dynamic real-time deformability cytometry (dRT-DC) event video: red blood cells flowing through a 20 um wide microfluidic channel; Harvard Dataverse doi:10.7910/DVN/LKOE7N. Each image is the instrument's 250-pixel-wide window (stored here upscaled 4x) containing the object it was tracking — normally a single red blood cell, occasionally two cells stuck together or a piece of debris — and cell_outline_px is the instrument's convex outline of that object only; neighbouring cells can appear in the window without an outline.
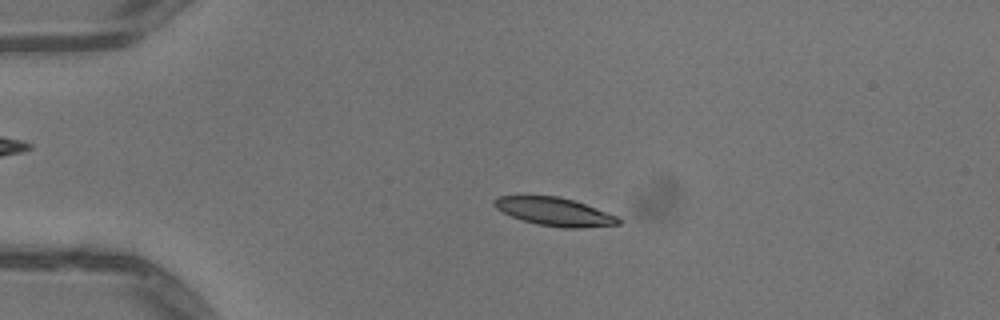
{"species": "common noctule bat (a hibernating species)", "species_latin": "Nyctalus noctula", "temperature_condition": "warm", "stored_images_in_passage": 51, "camera_frame_rate_fps": 3000, "um_per_image_px": 0.085, "animal": {"sex": "male", "body_mass_g": 13.3}, "frame": {"image": 1, "passage_image": 12, "time_ms": 3.667, "image_size_px": [1000, 320], "cell_outline_px": [[620, 224], [580, 228], [564, 228], [536, 224], [512, 216], [496, 208], [492, 204], [492, 200], [500, 196], [560, 196], [584, 204], [616, 216], [620, 220]], "centroid_in_image_um": [47.1, 17.99], "position_along_channel_um": 37.9, "area_um2": 20.06}}
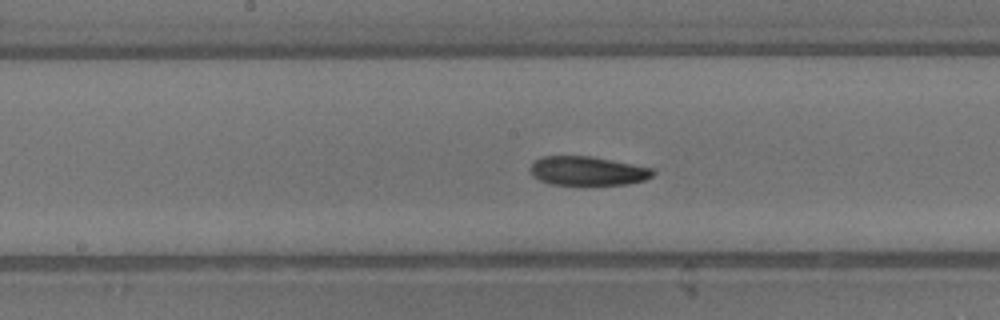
{"frame": {"image": 2, "passage_image": 27, "time_ms": 8.667, "image_size_px": [1000, 320], "cell_outline_px": [[656, 172], [652, 176], [644, 180], [624, 184], [548, 184], [532, 176], [532, 164], [536, 160], [544, 156], [592, 156], [652, 168]], "centroid_in_image_um": [49.95, 14.52], "position_along_channel_um": 198.2, "area_um2": 20.4}}
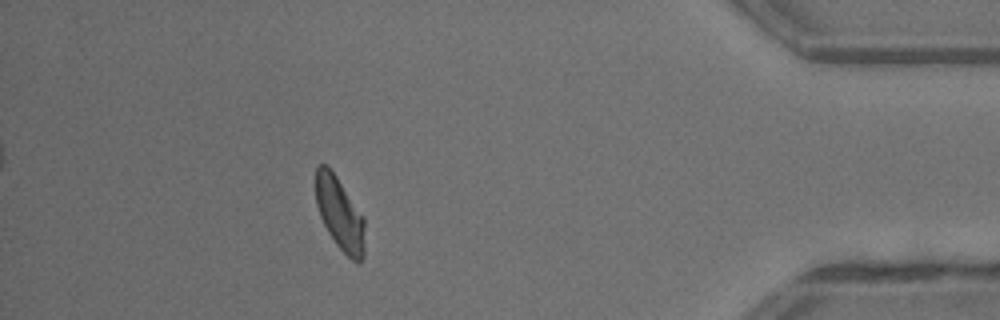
{"frame": {"image": 3, "passage_image": 46, "time_ms": 15.0, "image_size_px": [1000, 320], "cell_outline_px": [[364, 256], [356, 264], [336, 244], [328, 232], [320, 216], [316, 204], [316, 164], [324, 164], [336, 176], [364, 216]], "centroid_in_image_um": [28.88, 18.18], "position_along_channel_um": 406.3, "area_um2": 20.63}, "authors_computed_cell_mechanics": {"area_um2": 20.8658, "velocity_mm_per_s": 4.0421, "shape_relaxation_time_tau1_ms": 3.0572, "shape_relaxation_time_tau2_ms": 4.2496, "deformation_change_tau1": 0.1342, "deformation_change_tau2": 0.1143}}